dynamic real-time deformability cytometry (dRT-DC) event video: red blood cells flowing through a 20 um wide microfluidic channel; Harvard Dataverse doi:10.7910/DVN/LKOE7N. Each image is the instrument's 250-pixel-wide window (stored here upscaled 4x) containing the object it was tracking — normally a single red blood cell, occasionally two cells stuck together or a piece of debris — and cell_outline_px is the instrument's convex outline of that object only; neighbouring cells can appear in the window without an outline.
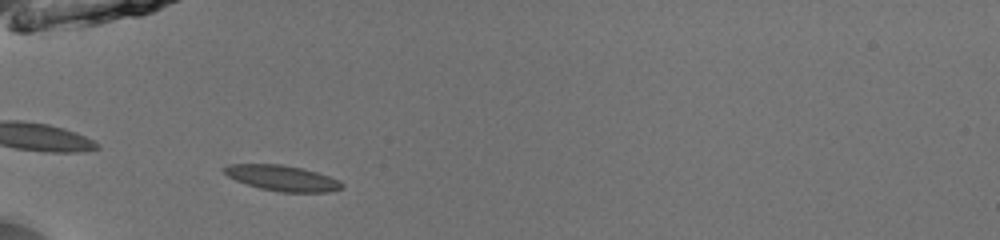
{"species": "common noctule bat (a hibernating species)", "species_latin": "Nyctalus noctula", "temperature_condition": "room temperature", "stored_images_in_passage": 36, "camera_frame_rate_fps": 3000, "um_per_image_px": 0.085, "animal": {"sex": "male", "body_mass_g": 13.0, "forearm_length_mm": 53.1}, "frame": {"image": 1, "passage_image": 2, "time_ms": 0.333, "image_size_px": [1000, 240], "cell_outline_px": [[344, 188], [328, 192], [280, 192], [260, 188], [236, 180], [228, 176], [220, 168], [228, 164], [280, 164], [304, 168], [340, 180], [344, 184]], "centroid_in_image_um": [24.0, 15.13], "position_along_channel_um": 61.0, "area_um2": 17.63}}
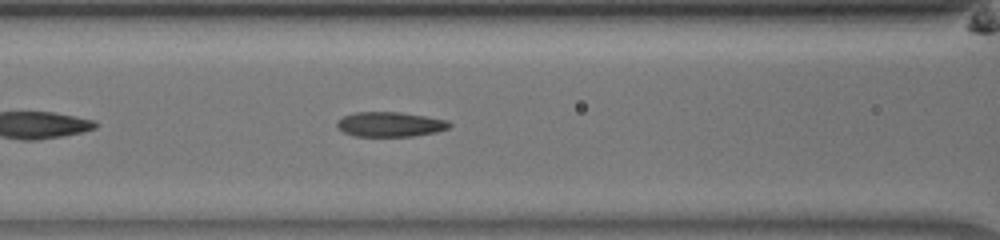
{"frame": {"image": 2, "passage_image": 8, "time_ms": 2.333, "image_size_px": [1000, 240], "cell_outline_px": [[452, 124], [448, 128], [436, 132], [412, 136], [356, 136], [344, 132], [336, 124], [336, 120], [344, 116], [356, 112], [400, 112], [448, 120]], "centroid_in_image_um": [33.16, 10.56], "position_along_channel_um": 133.4, "area_um2": 16.13}}
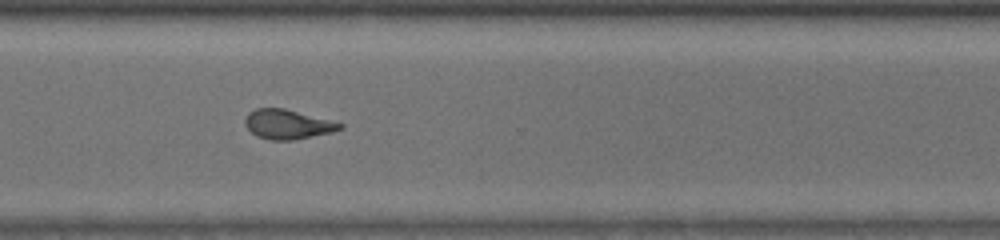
{"frame": {"image": 3, "passage_image": 24, "time_ms": 7.667, "image_size_px": [1000, 240], "cell_outline_px": [[344, 128], [332, 132], [292, 140], [272, 140], [256, 136], [244, 124], [244, 120], [248, 112], [256, 108], [284, 108], [344, 124]], "centroid_in_image_um": [24.42, 10.56], "position_along_channel_um": 346.2, "area_um2": 16.18}, "authors_computed_cell_mechanics": {"area_um2": 16.5886, "velocity_mm_per_s": 4.0004, "shape_relaxation_time_tau1_ms": 5.4778, "shape_relaxation_time_tau2_ms": 2.1535, "deformation_change_tau1": 0.1862, "deformation_change_tau2": 0.101}}